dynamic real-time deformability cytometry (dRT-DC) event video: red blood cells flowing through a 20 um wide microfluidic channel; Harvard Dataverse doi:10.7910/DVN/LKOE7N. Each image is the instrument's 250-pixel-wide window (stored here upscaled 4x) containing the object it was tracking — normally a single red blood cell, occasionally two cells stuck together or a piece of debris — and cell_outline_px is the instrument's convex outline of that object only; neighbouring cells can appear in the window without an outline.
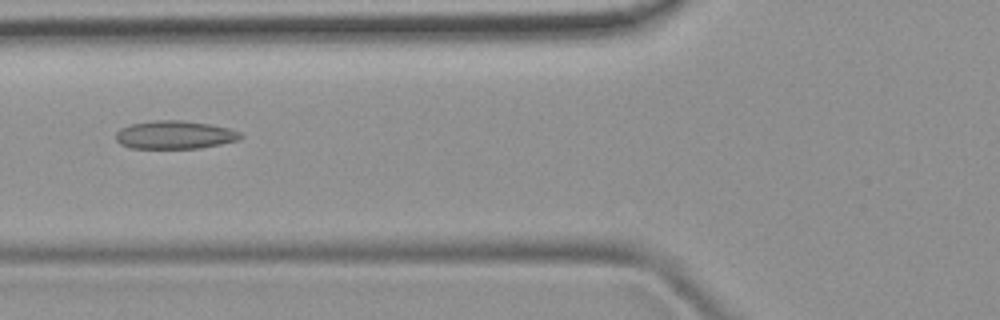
{"species": "common noctule bat (a hibernating species)", "species_latin": "Nyctalus noctula", "temperature_condition": "room temperature", "stored_images_in_passage": 49, "camera_frame_rate_fps": 3000, "um_per_image_px": 0.085, "animal": {"sex": "female", "body_mass_g": 19.9}, "frame": {"image": 1, "passage_image": 19, "time_ms": 6.0, "image_size_px": [1000, 320], "cell_outline_px": [[244, 136], [236, 140], [220, 144], [200, 148], [132, 148], [120, 144], [116, 140], [116, 132], [120, 128], [132, 124], [156, 120], [184, 120], [208, 124], [228, 128], [240, 132]], "centroid_in_image_um": [14.84, 11.46], "position_along_channel_um": 111.0, "area_um2": 20.35}}
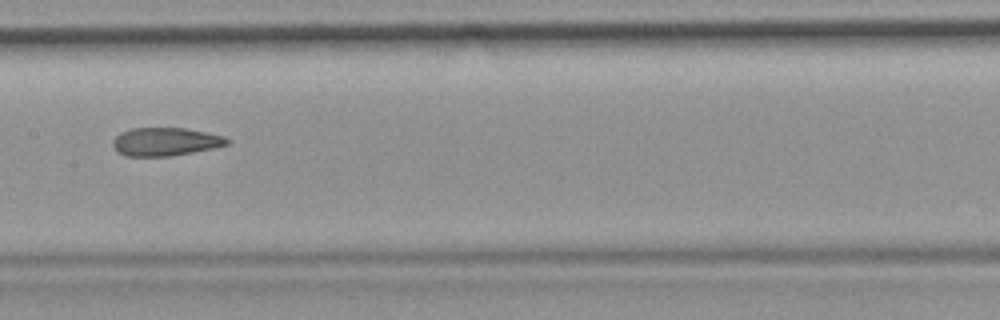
{"frame": {"image": 2, "passage_image": 25, "time_ms": 8.0, "image_size_px": [1000, 320], "cell_outline_px": [[232, 140], [228, 144], [212, 148], [172, 156], [124, 156], [112, 144], [112, 140], [120, 132], [132, 128], [184, 128], [224, 136]], "centroid_in_image_um": [14.06, 12.04], "position_along_channel_um": 193.3, "area_um2": 18.67}}
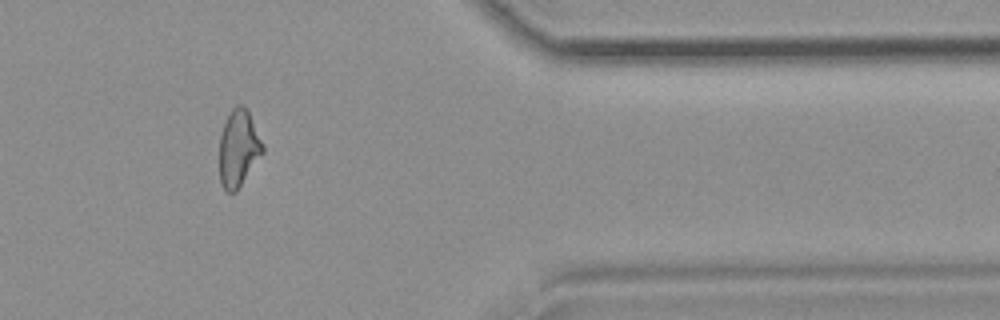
{"frame": {"image": 3, "passage_image": 41, "time_ms": 13.333, "image_size_px": [1000, 320], "cell_outline_px": [[264, 152], [236, 192], [228, 192], [224, 188], [220, 180], [220, 136], [224, 124], [232, 108], [236, 104], [240, 104], [248, 108], [264, 144]], "centroid_in_image_um": [20.3, 12.57], "position_along_channel_um": 391.1, "area_um2": 19.48}}